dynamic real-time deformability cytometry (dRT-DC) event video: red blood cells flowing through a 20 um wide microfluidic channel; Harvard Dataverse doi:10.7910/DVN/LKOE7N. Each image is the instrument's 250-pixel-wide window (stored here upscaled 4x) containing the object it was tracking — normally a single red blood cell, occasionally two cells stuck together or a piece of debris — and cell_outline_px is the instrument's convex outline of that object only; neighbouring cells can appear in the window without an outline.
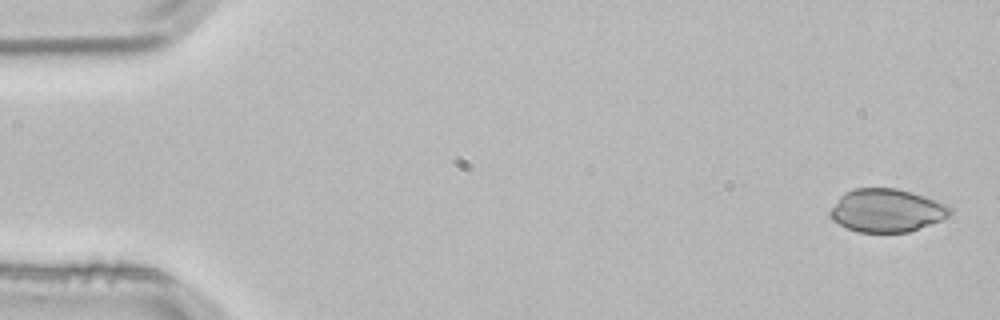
{"species": "common noctule bat (a hibernating species)", "species_latin": "Nyctalus noctula", "temperature_condition": "room temperature", "stored_images_in_passage": 3, "camera_frame_rate_fps": 3000, "um_per_image_px": 0.085, "animal": {"sex": "male", "body_mass_g": 21.5, "forearm_length_mm": 52.0}, "frame": {"image": 1, "passage_image": 1, "time_ms": 0.0, "image_size_px": [1000, 320], "cell_outline_px": [[952, 212], [948, 216], [940, 220], [908, 232], [860, 232], [848, 228], [832, 220], [828, 212], [840, 196], [844, 192], [852, 188], [896, 188], [912, 192], [948, 204], [952, 208]], "centroid_in_image_um": [75.36, 17.87], "position_along_channel_um": 9.6, "area_um2": 30.11}}
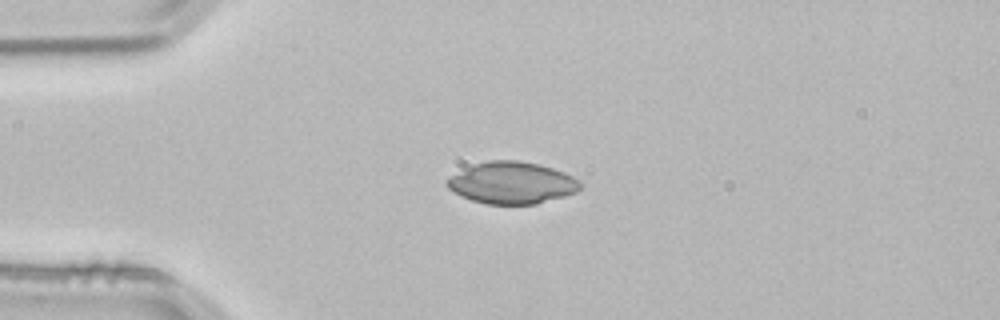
{"frame": {"image": 2, "passage_image": 3, "time_ms": 0.667, "image_size_px": [1000, 320], "cell_outline_px": [[580, 188], [576, 192], [564, 196], [536, 204], [484, 204], [472, 200], [448, 188], [444, 184], [444, 180], [476, 164], [488, 160], [516, 160], [540, 164], [564, 172], [572, 176], [580, 184]], "centroid_in_image_um": [43.51, 15.54], "position_along_channel_um": 41.5, "area_um2": 32.08}}